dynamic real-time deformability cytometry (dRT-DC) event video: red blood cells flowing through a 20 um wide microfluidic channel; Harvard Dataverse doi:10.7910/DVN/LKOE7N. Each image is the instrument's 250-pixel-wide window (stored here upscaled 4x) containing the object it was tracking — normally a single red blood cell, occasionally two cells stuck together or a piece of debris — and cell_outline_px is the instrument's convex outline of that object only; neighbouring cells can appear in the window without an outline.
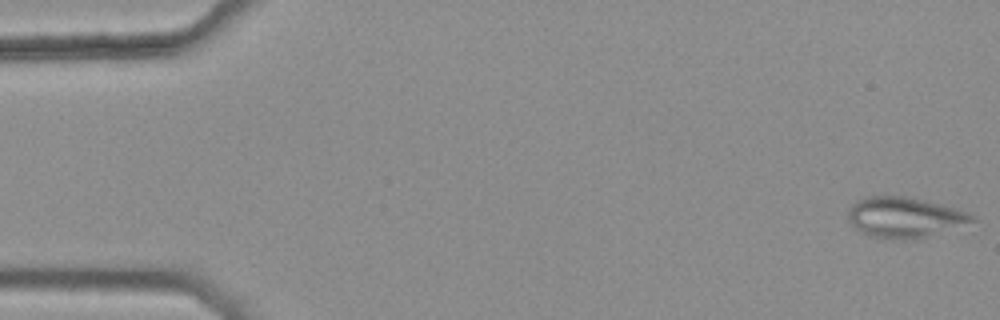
{"species": "common noctule bat (a hibernating species)", "species_latin": "Nyctalus noctula", "temperature_condition": "warm", "stored_images_in_passage": 45, "camera_frame_rate_fps": 3000, "um_per_image_px": 0.085, "animal": {"sex": "female", "body_mass_g": 25.1}, "frame": {"image": 1, "passage_image": 1, "time_ms": 0.0, "image_size_px": [1000, 320], "cell_outline_px": [[976, 220], [928, 236], [908, 240], [900, 240], [876, 236], [860, 232], [852, 224], [848, 216], [848, 208], [852, 204], [868, 196], [912, 196], [956, 208], [972, 216]], "centroid_in_image_um": [76.86, 18.45], "position_along_channel_um": 8.1, "area_um2": 28.78}}
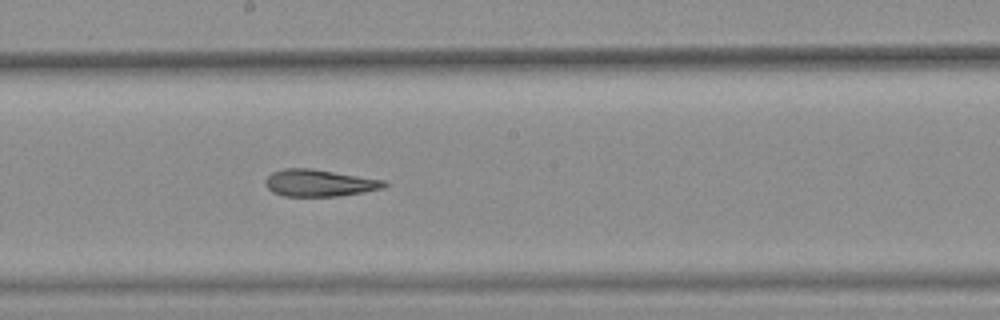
{"frame": {"image": 2, "passage_image": 29, "time_ms": 9.333, "image_size_px": [1000, 320], "cell_outline_px": [[388, 184], [384, 188], [364, 192], [336, 196], [284, 196], [272, 192], [264, 184], [264, 180], [272, 172], [284, 168], [312, 168], [384, 180]], "centroid_in_image_um": [27.12, 15.55], "position_along_channel_um": 221.1, "area_um2": 18.73}}
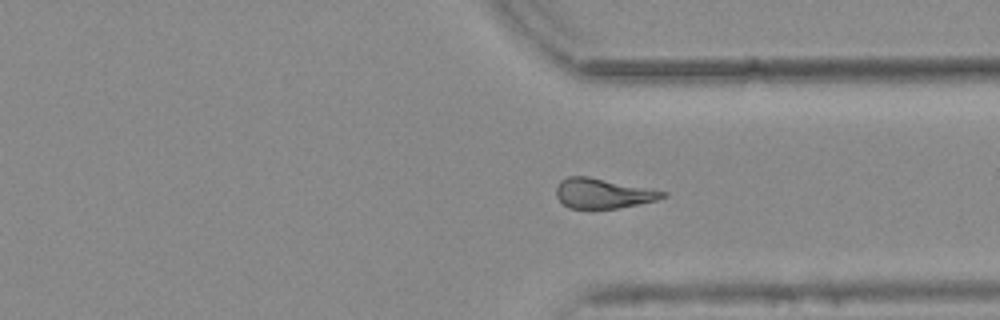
{"frame": {"image": 3, "passage_image": 40, "time_ms": 13.0, "image_size_px": [1000, 320], "cell_outline_px": [[668, 196], [656, 200], [616, 208], [568, 208], [556, 196], [556, 188], [560, 180], [568, 176], [588, 176], [668, 192]], "centroid_in_image_um": [51.24, 16.42], "position_along_channel_um": 360.2, "area_um2": 18.38}, "authors_computed_cell_mechanics": {"area_um2": 19.7676, "velocity_mm_per_s": 3.778, "shape_relaxation_time_tau1_ms": null, "shape_relaxation_time_tau2_ms": 6.114, "deformation_change_tau1": null, "deformation_change_tau2": 0.1621}}